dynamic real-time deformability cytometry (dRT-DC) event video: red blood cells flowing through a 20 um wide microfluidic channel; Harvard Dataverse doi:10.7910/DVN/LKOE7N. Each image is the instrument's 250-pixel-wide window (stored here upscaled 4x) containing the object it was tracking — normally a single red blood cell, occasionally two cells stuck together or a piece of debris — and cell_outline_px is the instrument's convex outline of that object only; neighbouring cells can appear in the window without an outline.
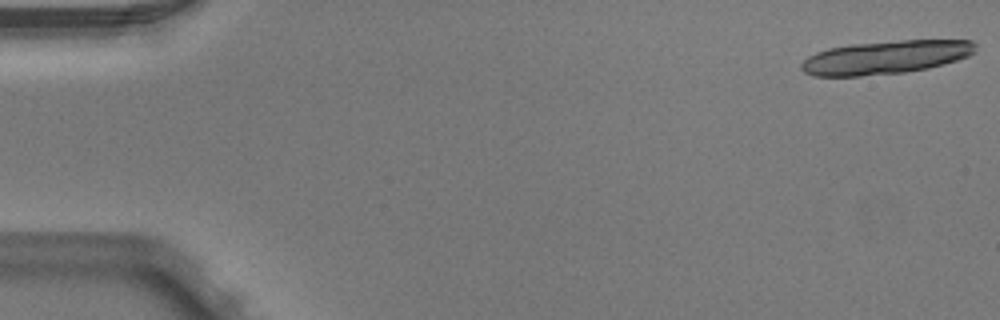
{"species": "Egyptian fruit bat (a non-hibernating species)", "species_latin": "Rousettus aegyptiacus", "temperature_condition": "warm", "stored_images_in_passage": 5, "camera_frame_rate_fps": 3000, "um_per_image_px": 0.085, "animal": {"sex": "male"}, "frame": {"image": 1, "passage_image": 1, "time_ms": 0.0, "image_size_px": [1000, 320], "cell_outline_px": [[976, 52], [968, 56], [944, 64], [928, 68], [904, 72], [860, 76], [812, 76], [804, 72], [800, 68], [800, 64], [808, 56], [816, 52], [828, 48], [852, 44], [900, 40], [972, 40], [976, 44]], "centroid_in_image_um": [75.27, 4.87], "position_along_channel_um": 9.7, "area_um2": 33.99}}